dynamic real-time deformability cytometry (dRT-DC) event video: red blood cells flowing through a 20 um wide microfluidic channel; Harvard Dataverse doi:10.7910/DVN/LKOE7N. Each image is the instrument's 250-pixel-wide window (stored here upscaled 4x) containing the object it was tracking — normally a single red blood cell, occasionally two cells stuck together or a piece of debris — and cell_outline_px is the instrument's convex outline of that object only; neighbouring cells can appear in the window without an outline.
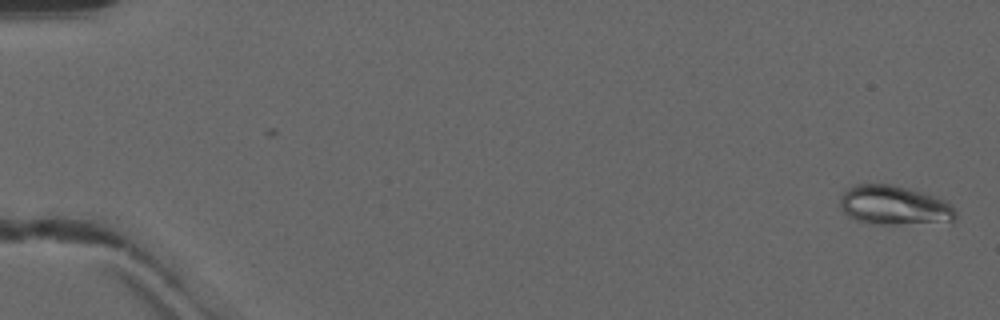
{"species": "common noctule bat (a hibernating species)", "species_latin": "Nyctalus noctula", "temperature_condition": "warm", "stored_images_in_passage": 49, "camera_frame_rate_fps": 3000, "um_per_image_px": 0.085, "animal": {"sex": "male", "forearm_length_mm": 52.5}, "frame": {"image": 1, "passage_image": 2, "time_ms": 0.333, "image_size_px": [1000, 320], "cell_outline_px": [[956, 220], [896, 224], [872, 224], [856, 220], [848, 216], [840, 208], [840, 196], [848, 188], [856, 184], [892, 184], [908, 188], [932, 196], [948, 204], [956, 212]], "centroid_in_image_um": [75.91, 17.45], "position_along_channel_um": 9.1, "area_um2": 25.95}}
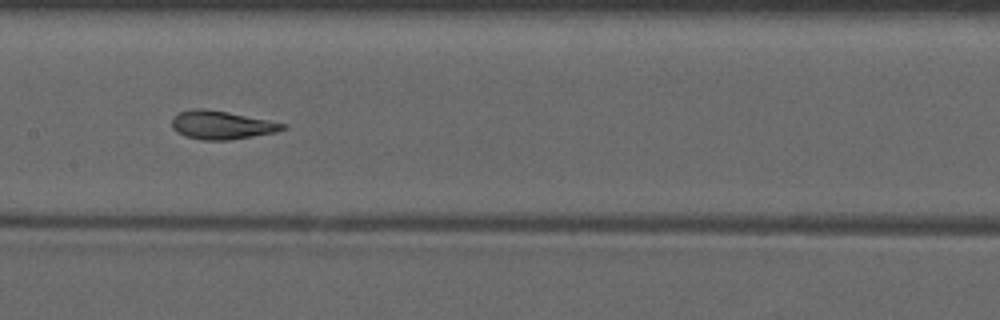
{"frame": {"image": 2, "passage_image": 27, "time_ms": 8.667, "image_size_px": [1000, 320], "cell_outline_px": [[288, 128], [276, 132], [228, 140], [204, 140], [184, 136], [176, 132], [172, 128], [172, 116], [180, 112], [192, 108], [204, 108], [228, 112], [288, 124]], "centroid_in_image_um": [18.82, 10.62], "position_along_channel_um": 188.6, "area_um2": 18.44}}
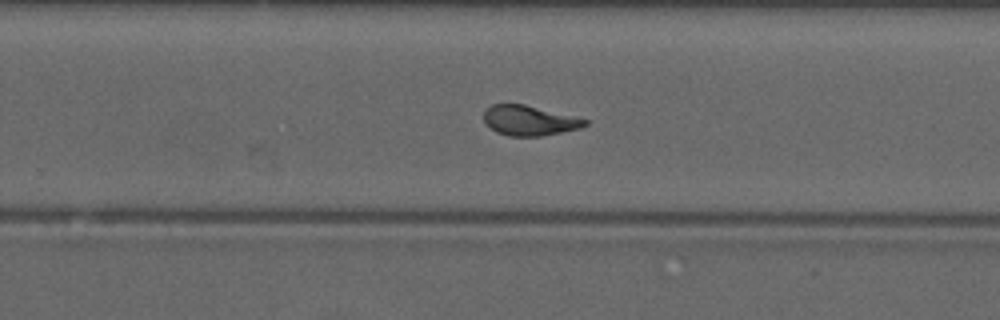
{"frame": {"image": 3, "passage_image": 34, "time_ms": 11.0, "image_size_px": [1000, 320], "cell_outline_px": [[588, 124], [580, 128], [540, 136], [508, 136], [496, 132], [484, 120], [484, 112], [492, 104], [524, 104], [588, 120]], "centroid_in_image_um": [44.98, 10.25], "position_along_channel_um": 284.8, "area_um2": 17.34}, "authors_computed_cell_mechanics": {"area_um2": 18.6694, "velocity_mm_per_s": 4.1476, "shape_relaxation_time_tau1_ms": 11.0809, "shape_relaxation_time_tau2_ms": 1.2247, "deformation_change_tau1": 0.2893, "deformation_change_tau2": 0.0769}}